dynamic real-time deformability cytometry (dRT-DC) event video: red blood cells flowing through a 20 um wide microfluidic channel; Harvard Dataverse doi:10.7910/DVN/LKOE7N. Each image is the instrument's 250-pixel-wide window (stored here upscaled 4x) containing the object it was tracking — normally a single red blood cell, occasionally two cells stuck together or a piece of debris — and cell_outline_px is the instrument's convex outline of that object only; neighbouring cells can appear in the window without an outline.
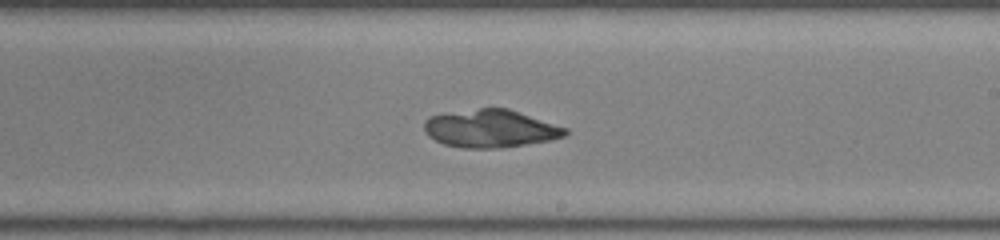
{"species": "common noctule bat (a hibernating species)", "species_latin": "Nyctalus noctula", "temperature_condition": "room temperature", "stored_images_in_passage": 38, "camera_frame_rate_fps": 3000, "um_per_image_px": 0.085, "animal": {"sex": "female", "body_mass_g": 22.0, "forearm_length_mm": 56.7}, "frame": {"image": 1, "passage_image": 23, "time_ms": 7.333, "image_size_px": [1000, 240], "cell_outline_px": [[568, 132], [564, 136], [548, 140], [500, 148], [464, 148], [444, 144], [428, 136], [424, 132], [424, 120], [432, 116], [480, 108], [508, 108], [568, 128]], "centroid_in_image_um": [41.69, 10.93], "position_along_channel_um": 247.3, "area_um2": 30.75}}
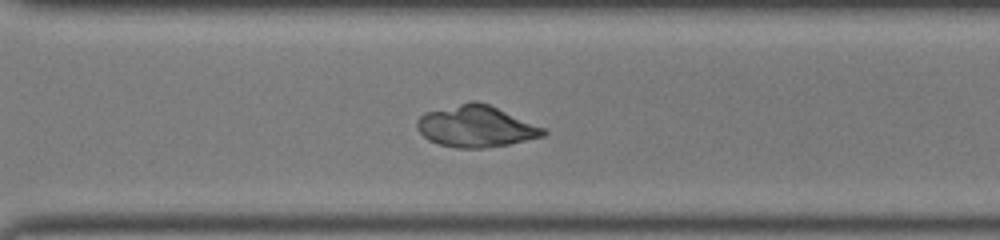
{"frame": {"image": 2, "passage_image": 29, "time_ms": 9.333, "image_size_px": [1000, 240], "cell_outline_px": [[548, 132], [544, 136], [508, 144], [484, 148], [456, 148], [440, 144], [428, 140], [416, 128], [416, 120], [424, 112], [472, 100], [476, 100], [488, 104], [548, 128]], "centroid_in_image_um": [40.48, 10.73], "position_along_channel_um": 330.1, "area_um2": 30.87}}
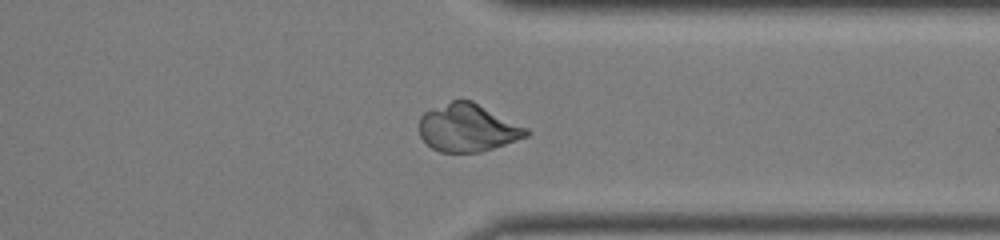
{"frame": {"image": 3, "passage_image": 32, "time_ms": 10.333, "image_size_px": [1000, 240], "cell_outline_px": [[532, 132], [528, 136], [480, 152], [440, 152], [432, 148], [420, 136], [420, 116], [424, 112], [452, 100], [472, 100], [528, 128]], "centroid_in_image_um": [39.77, 10.86], "position_along_channel_um": 371.6, "area_um2": 29.65}}